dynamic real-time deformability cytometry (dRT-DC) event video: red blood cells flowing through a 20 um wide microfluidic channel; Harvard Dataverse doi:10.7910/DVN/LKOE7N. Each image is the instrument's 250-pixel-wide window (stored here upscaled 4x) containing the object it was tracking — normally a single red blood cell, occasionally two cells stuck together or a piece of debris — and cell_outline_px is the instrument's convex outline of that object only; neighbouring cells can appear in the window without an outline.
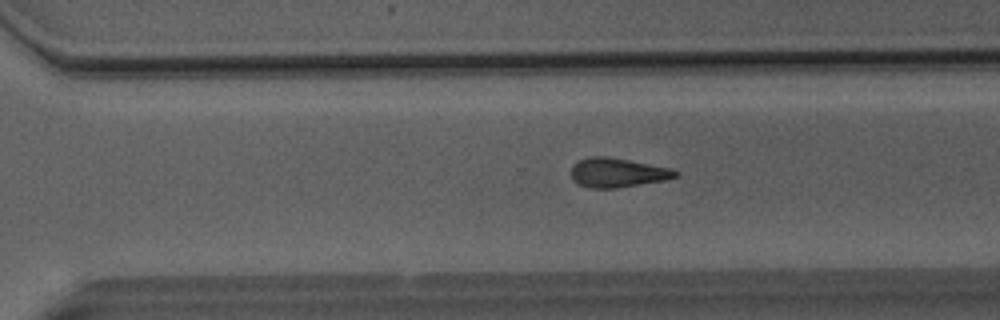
{"species": "Egyptian fruit bat (a non-hibernating species)", "species_latin": "Rousettus aegyptiacus", "temperature_condition": "room temperature", "stored_images_in_passage": 46, "camera_frame_rate_fps": 3000, "um_per_image_px": 0.085, "animal": {"sex": "male"}, "frame": {"image": 1, "passage_image": 33, "time_ms": 10.667, "image_size_px": [1000, 320], "cell_outline_px": [[680, 176], [664, 180], [616, 188], [588, 188], [572, 180], [572, 164], [588, 156], [608, 156], [672, 168], [680, 172]], "centroid_in_image_um": [52.51, 14.66], "position_along_channel_um": 318.1, "area_um2": 17.92}}
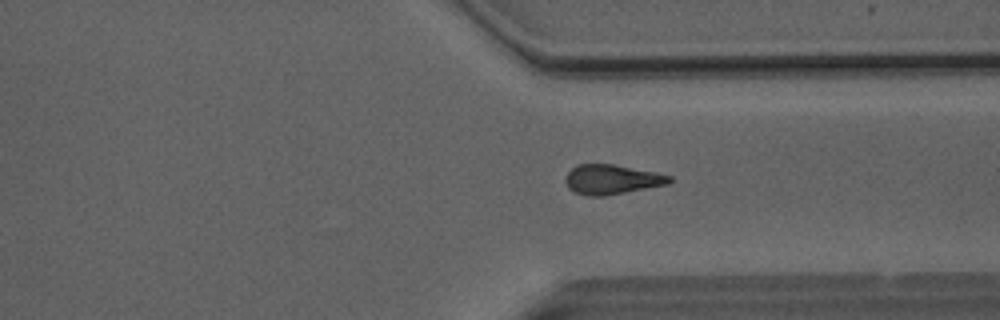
{"frame": {"image": 2, "passage_image": 36, "time_ms": 11.667, "image_size_px": [1000, 320], "cell_outline_px": [[672, 180], [668, 184], [604, 196], [588, 196], [576, 192], [568, 188], [564, 180], [564, 176], [576, 164], [612, 164], [656, 172], [672, 176]], "centroid_in_image_um": [51.98, 15.25], "position_along_channel_um": 359.4, "area_um2": 17.98}}
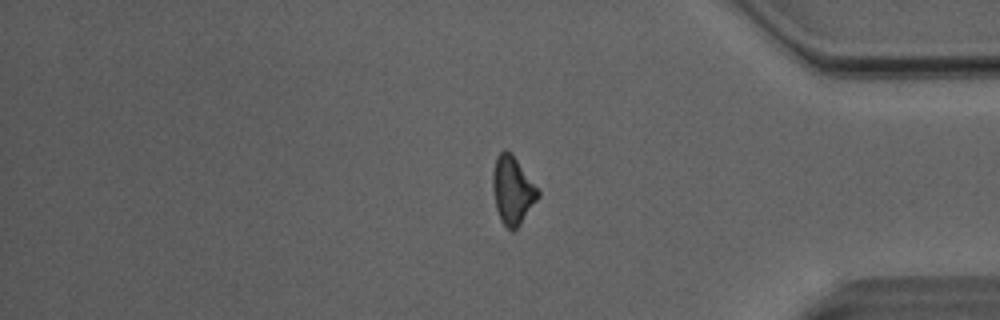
{"frame": {"image": 3, "passage_image": 40, "time_ms": 13.0, "image_size_px": [1000, 320], "cell_outline_px": [[540, 196], [520, 224], [512, 232], [500, 220], [496, 208], [492, 188], [492, 176], [496, 156], [504, 148], [512, 152], [540, 192]], "centroid_in_image_um": [43.55, 16.14], "position_along_channel_um": 391.6, "area_um2": 17.98}, "authors_computed_cell_mechanics": {"area_um2": 18.5538, "velocity_mm_per_s": 4.092, "shape_relaxation_time_tau1_ms": 6.7988, "shape_relaxation_time_tau2_ms": 5.9963, "deformation_change_tau1": 0.1839, "deformation_change_tau2": 0.1578}}